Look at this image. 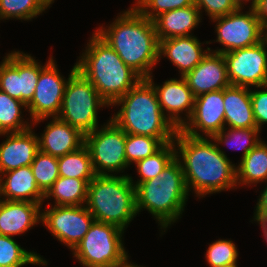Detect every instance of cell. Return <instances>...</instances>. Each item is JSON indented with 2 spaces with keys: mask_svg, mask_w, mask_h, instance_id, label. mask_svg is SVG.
<instances>
[{
  "mask_svg": "<svg viewBox=\"0 0 267 267\" xmlns=\"http://www.w3.org/2000/svg\"><path fill=\"white\" fill-rule=\"evenodd\" d=\"M188 194L181 164L174 158L160 175L135 187L137 214L146 209L165 232L181 218Z\"/></svg>",
  "mask_w": 267,
  "mask_h": 267,
  "instance_id": "5b68a950",
  "label": "cell"
},
{
  "mask_svg": "<svg viewBox=\"0 0 267 267\" xmlns=\"http://www.w3.org/2000/svg\"><path fill=\"white\" fill-rule=\"evenodd\" d=\"M116 17L110 26H100L96 32L143 79L152 75L159 62V41L153 21L134 6Z\"/></svg>",
  "mask_w": 267,
  "mask_h": 267,
  "instance_id": "7a4b0ae2",
  "label": "cell"
},
{
  "mask_svg": "<svg viewBox=\"0 0 267 267\" xmlns=\"http://www.w3.org/2000/svg\"><path fill=\"white\" fill-rule=\"evenodd\" d=\"M225 127L257 128L250 88L230 85L223 89Z\"/></svg>",
  "mask_w": 267,
  "mask_h": 267,
  "instance_id": "cb8c5ba5",
  "label": "cell"
},
{
  "mask_svg": "<svg viewBox=\"0 0 267 267\" xmlns=\"http://www.w3.org/2000/svg\"><path fill=\"white\" fill-rule=\"evenodd\" d=\"M206 251L205 258L210 267L237 264L238 250L232 240L218 239Z\"/></svg>",
  "mask_w": 267,
  "mask_h": 267,
  "instance_id": "e575fe53",
  "label": "cell"
},
{
  "mask_svg": "<svg viewBox=\"0 0 267 267\" xmlns=\"http://www.w3.org/2000/svg\"><path fill=\"white\" fill-rule=\"evenodd\" d=\"M54 3L52 0H0V20L37 18Z\"/></svg>",
  "mask_w": 267,
  "mask_h": 267,
  "instance_id": "4dcf8cb0",
  "label": "cell"
},
{
  "mask_svg": "<svg viewBox=\"0 0 267 267\" xmlns=\"http://www.w3.org/2000/svg\"><path fill=\"white\" fill-rule=\"evenodd\" d=\"M175 158V144L173 141L164 144L153 155L139 160L135 163L140 179L136 182L129 176L131 183L136 187L138 184L153 179L162 173V171Z\"/></svg>",
  "mask_w": 267,
  "mask_h": 267,
  "instance_id": "f546056e",
  "label": "cell"
},
{
  "mask_svg": "<svg viewBox=\"0 0 267 267\" xmlns=\"http://www.w3.org/2000/svg\"><path fill=\"white\" fill-rule=\"evenodd\" d=\"M173 142L188 192L192 189L200 198L237 188L236 165L212 138L193 137L178 129Z\"/></svg>",
  "mask_w": 267,
  "mask_h": 267,
  "instance_id": "6da1fadb",
  "label": "cell"
},
{
  "mask_svg": "<svg viewBox=\"0 0 267 267\" xmlns=\"http://www.w3.org/2000/svg\"><path fill=\"white\" fill-rule=\"evenodd\" d=\"M235 2H236V4L239 6V7H244V5L247 3V2H249V0H234ZM250 1H252L250 4V7H253L254 6V4H255V2L257 1V0H250ZM244 2H246V3H244ZM244 4V5H243Z\"/></svg>",
  "mask_w": 267,
  "mask_h": 267,
  "instance_id": "7bdbcfd3",
  "label": "cell"
},
{
  "mask_svg": "<svg viewBox=\"0 0 267 267\" xmlns=\"http://www.w3.org/2000/svg\"><path fill=\"white\" fill-rule=\"evenodd\" d=\"M196 36L168 38L159 41V61L162 56L175 65L184 77L193 70L202 59L209 53L210 47L202 48V44Z\"/></svg>",
  "mask_w": 267,
  "mask_h": 267,
  "instance_id": "d6986e66",
  "label": "cell"
},
{
  "mask_svg": "<svg viewBox=\"0 0 267 267\" xmlns=\"http://www.w3.org/2000/svg\"><path fill=\"white\" fill-rule=\"evenodd\" d=\"M0 62V91L18 99L26 106L31 102L44 67L31 54L11 51Z\"/></svg>",
  "mask_w": 267,
  "mask_h": 267,
  "instance_id": "8fae6325",
  "label": "cell"
},
{
  "mask_svg": "<svg viewBox=\"0 0 267 267\" xmlns=\"http://www.w3.org/2000/svg\"><path fill=\"white\" fill-rule=\"evenodd\" d=\"M180 78L166 80L161 86L154 84L153 75L146 79L154 87L164 116L177 130L190 119L195 103V96L187 81L184 77ZM184 111L186 113H183ZM181 113L186 117H182Z\"/></svg>",
  "mask_w": 267,
  "mask_h": 267,
  "instance_id": "2e32d148",
  "label": "cell"
},
{
  "mask_svg": "<svg viewBox=\"0 0 267 267\" xmlns=\"http://www.w3.org/2000/svg\"><path fill=\"white\" fill-rule=\"evenodd\" d=\"M1 198L8 201H28L41 205L45 200L44 193L37 186L30 165L0 174Z\"/></svg>",
  "mask_w": 267,
  "mask_h": 267,
  "instance_id": "7402d4cb",
  "label": "cell"
},
{
  "mask_svg": "<svg viewBox=\"0 0 267 267\" xmlns=\"http://www.w3.org/2000/svg\"><path fill=\"white\" fill-rule=\"evenodd\" d=\"M194 4L199 9L201 17V10L204 9L210 20L230 14L239 8L234 0H194Z\"/></svg>",
  "mask_w": 267,
  "mask_h": 267,
  "instance_id": "8d00e7d4",
  "label": "cell"
},
{
  "mask_svg": "<svg viewBox=\"0 0 267 267\" xmlns=\"http://www.w3.org/2000/svg\"><path fill=\"white\" fill-rule=\"evenodd\" d=\"M219 267H238L237 264H231V265H222Z\"/></svg>",
  "mask_w": 267,
  "mask_h": 267,
  "instance_id": "f6af8a7d",
  "label": "cell"
},
{
  "mask_svg": "<svg viewBox=\"0 0 267 267\" xmlns=\"http://www.w3.org/2000/svg\"><path fill=\"white\" fill-rule=\"evenodd\" d=\"M237 186L267 181V142L260 141L236 165Z\"/></svg>",
  "mask_w": 267,
  "mask_h": 267,
  "instance_id": "d4e9b609",
  "label": "cell"
},
{
  "mask_svg": "<svg viewBox=\"0 0 267 267\" xmlns=\"http://www.w3.org/2000/svg\"><path fill=\"white\" fill-rule=\"evenodd\" d=\"M32 129L0 134L7 137L0 144V174L31 165L39 151L38 135Z\"/></svg>",
  "mask_w": 267,
  "mask_h": 267,
  "instance_id": "ac0fdd59",
  "label": "cell"
},
{
  "mask_svg": "<svg viewBox=\"0 0 267 267\" xmlns=\"http://www.w3.org/2000/svg\"><path fill=\"white\" fill-rule=\"evenodd\" d=\"M134 7L153 21L158 15L194 4V0H136Z\"/></svg>",
  "mask_w": 267,
  "mask_h": 267,
  "instance_id": "d590c367",
  "label": "cell"
},
{
  "mask_svg": "<svg viewBox=\"0 0 267 267\" xmlns=\"http://www.w3.org/2000/svg\"><path fill=\"white\" fill-rule=\"evenodd\" d=\"M223 128H225V113L222 89L195 97L192 115L180 130L193 137L212 138Z\"/></svg>",
  "mask_w": 267,
  "mask_h": 267,
  "instance_id": "9a60e30c",
  "label": "cell"
},
{
  "mask_svg": "<svg viewBox=\"0 0 267 267\" xmlns=\"http://www.w3.org/2000/svg\"><path fill=\"white\" fill-rule=\"evenodd\" d=\"M86 207L94 220L125 230L137 216L135 186L129 175H96L88 184Z\"/></svg>",
  "mask_w": 267,
  "mask_h": 267,
  "instance_id": "8992f818",
  "label": "cell"
},
{
  "mask_svg": "<svg viewBox=\"0 0 267 267\" xmlns=\"http://www.w3.org/2000/svg\"><path fill=\"white\" fill-rule=\"evenodd\" d=\"M201 14L195 4L158 15L154 20L158 41L168 38L191 36V31L201 22Z\"/></svg>",
  "mask_w": 267,
  "mask_h": 267,
  "instance_id": "603a6c76",
  "label": "cell"
},
{
  "mask_svg": "<svg viewBox=\"0 0 267 267\" xmlns=\"http://www.w3.org/2000/svg\"><path fill=\"white\" fill-rule=\"evenodd\" d=\"M267 37L261 42L223 54L231 85L259 88L267 85Z\"/></svg>",
  "mask_w": 267,
  "mask_h": 267,
  "instance_id": "4fadbf2b",
  "label": "cell"
},
{
  "mask_svg": "<svg viewBox=\"0 0 267 267\" xmlns=\"http://www.w3.org/2000/svg\"><path fill=\"white\" fill-rule=\"evenodd\" d=\"M129 258H127L124 262L120 263L117 265V267H143V266H138L136 264H133L132 262H129Z\"/></svg>",
  "mask_w": 267,
  "mask_h": 267,
  "instance_id": "b9f144b4",
  "label": "cell"
},
{
  "mask_svg": "<svg viewBox=\"0 0 267 267\" xmlns=\"http://www.w3.org/2000/svg\"><path fill=\"white\" fill-rule=\"evenodd\" d=\"M106 106L110 105L77 70L66 85L58 118L86 134L99 127L98 112Z\"/></svg>",
  "mask_w": 267,
  "mask_h": 267,
  "instance_id": "52a82bcc",
  "label": "cell"
},
{
  "mask_svg": "<svg viewBox=\"0 0 267 267\" xmlns=\"http://www.w3.org/2000/svg\"><path fill=\"white\" fill-rule=\"evenodd\" d=\"M85 48L77 70L110 106L143 79L96 32Z\"/></svg>",
  "mask_w": 267,
  "mask_h": 267,
  "instance_id": "3957f363",
  "label": "cell"
},
{
  "mask_svg": "<svg viewBox=\"0 0 267 267\" xmlns=\"http://www.w3.org/2000/svg\"><path fill=\"white\" fill-rule=\"evenodd\" d=\"M37 186L45 194L59 178L58 158L38 151L30 165Z\"/></svg>",
  "mask_w": 267,
  "mask_h": 267,
  "instance_id": "d6a6232c",
  "label": "cell"
},
{
  "mask_svg": "<svg viewBox=\"0 0 267 267\" xmlns=\"http://www.w3.org/2000/svg\"><path fill=\"white\" fill-rule=\"evenodd\" d=\"M266 216H267V185L264 188V190L261 191V194L259 195L258 201L256 203L253 219L257 223L263 217H266Z\"/></svg>",
  "mask_w": 267,
  "mask_h": 267,
  "instance_id": "f35d334b",
  "label": "cell"
},
{
  "mask_svg": "<svg viewBox=\"0 0 267 267\" xmlns=\"http://www.w3.org/2000/svg\"><path fill=\"white\" fill-rule=\"evenodd\" d=\"M41 204L0 199V234L15 237L41 223Z\"/></svg>",
  "mask_w": 267,
  "mask_h": 267,
  "instance_id": "ffe728a7",
  "label": "cell"
},
{
  "mask_svg": "<svg viewBox=\"0 0 267 267\" xmlns=\"http://www.w3.org/2000/svg\"><path fill=\"white\" fill-rule=\"evenodd\" d=\"M163 145L164 144L158 138L126 133V162L130 166V164L136 163L139 160L153 155Z\"/></svg>",
  "mask_w": 267,
  "mask_h": 267,
  "instance_id": "836d02e7",
  "label": "cell"
},
{
  "mask_svg": "<svg viewBox=\"0 0 267 267\" xmlns=\"http://www.w3.org/2000/svg\"><path fill=\"white\" fill-rule=\"evenodd\" d=\"M93 179L59 177L44 194V199L53 198L57 206H82L86 204L88 184Z\"/></svg>",
  "mask_w": 267,
  "mask_h": 267,
  "instance_id": "484cf974",
  "label": "cell"
},
{
  "mask_svg": "<svg viewBox=\"0 0 267 267\" xmlns=\"http://www.w3.org/2000/svg\"><path fill=\"white\" fill-rule=\"evenodd\" d=\"M124 230L116 225L94 220L84 238L71 251L80 265H118L128 257L123 244Z\"/></svg>",
  "mask_w": 267,
  "mask_h": 267,
  "instance_id": "ba28073f",
  "label": "cell"
},
{
  "mask_svg": "<svg viewBox=\"0 0 267 267\" xmlns=\"http://www.w3.org/2000/svg\"><path fill=\"white\" fill-rule=\"evenodd\" d=\"M184 78L195 97L231 85L223 54L211 51Z\"/></svg>",
  "mask_w": 267,
  "mask_h": 267,
  "instance_id": "e0dca14e",
  "label": "cell"
},
{
  "mask_svg": "<svg viewBox=\"0 0 267 267\" xmlns=\"http://www.w3.org/2000/svg\"><path fill=\"white\" fill-rule=\"evenodd\" d=\"M260 132L257 128H223L219 133H216L212 139L216 145L225 144L232 149H243L242 157L254 148L262 138L258 135Z\"/></svg>",
  "mask_w": 267,
  "mask_h": 267,
  "instance_id": "1f68e13d",
  "label": "cell"
},
{
  "mask_svg": "<svg viewBox=\"0 0 267 267\" xmlns=\"http://www.w3.org/2000/svg\"><path fill=\"white\" fill-rule=\"evenodd\" d=\"M258 224H260L259 226L262 227L263 234L267 242V216L263 217L260 221H258Z\"/></svg>",
  "mask_w": 267,
  "mask_h": 267,
  "instance_id": "60d3db41",
  "label": "cell"
},
{
  "mask_svg": "<svg viewBox=\"0 0 267 267\" xmlns=\"http://www.w3.org/2000/svg\"><path fill=\"white\" fill-rule=\"evenodd\" d=\"M261 88V89H260ZM267 85L259 89L250 88V98L257 129L261 131L262 125L267 124Z\"/></svg>",
  "mask_w": 267,
  "mask_h": 267,
  "instance_id": "74e56055",
  "label": "cell"
},
{
  "mask_svg": "<svg viewBox=\"0 0 267 267\" xmlns=\"http://www.w3.org/2000/svg\"><path fill=\"white\" fill-rule=\"evenodd\" d=\"M253 9L260 23L267 28V0H257Z\"/></svg>",
  "mask_w": 267,
  "mask_h": 267,
  "instance_id": "ab89813d",
  "label": "cell"
},
{
  "mask_svg": "<svg viewBox=\"0 0 267 267\" xmlns=\"http://www.w3.org/2000/svg\"><path fill=\"white\" fill-rule=\"evenodd\" d=\"M59 177L94 179L96 176L85 145L58 158Z\"/></svg>",
  "mask_w": 267,
  "mask_h": 267,
  "instance_id": "f1b7e54d",
  "label": "cell"
},
{
  "mask_svg": "<svg viewBox=\"0 0 267 267\" xmlns=\"http://www.w3.org/2000/svg\"><path fill=\"white\" fill-rule=\"evenodd\" d=\"M121 106L110 119L125 133L158 138L163 144L174 141L177 129L164 116L154 87L142 79L112 106Z\"/></svg>",
  "mask_w": 267,
  "mask_h": 267,
  "instance_id": "277c9868",
  "label": "cell"
},
{
  "mask_svg": "<svg viewBox=\"0 0 267 267\" xmlns=\"http://www.w3.org/2000/svg\"><path fill=\"white\" fill-rule=\"evenodd\" d=\"M243 7L222 17L212 19L216 23L215 31L223 48L211 52L224 54L236 49L249 47L261 42L266 37V28L260 23L253 7L242 12Z\"/></svg>",
  "mask_w": 267,
  "mask_h": 267,
  "instance_id": "30bf717a",
  "label": "cell"
},
{
  "mask_svg": "<svg viewBox=\"0 0 267 267\" xmlns=\"http://www.w3.org/2000/svg\"><path fill=\"white\" fill-rule=\"evenodd\" d=\"M70 71L67 79L61 76L53 56H50L44 64L40 71L34 96L27 105V111L34 125L50 117H58L68 80L77 71L76 63Z\"/></svg>",
  "mask_w": 267,
  "mask_h": 267,
  "instance_id": "7c38bea8",
  "label": "cell"
},
{
  "mask_svg": "<svg viewBox=\"0 0 267 267\" xmlns=\"http://www.w3.org/2000/svg\"><path fill=\"white\" fill-rule=\"evenodd\" d=\"M42 211V224L49 232L64 243L71 251L84 238L94 222L93 215L86 205L57 206L48 203ZM45 210V211H44Z\"/></svg>",
  "mask_w": 267,
  "mask_h": 267,
  "instance_id": "5bb4252c",
  "label": "cell"
},
{
  "mask_svg": "<svg viewBox=\"0 0 267 267\" xmlns=\"http://www.w3.org/2000/svg\"><path fill=\"white\" fill-rule=\"evenodd\" d=\"M107 122L84 136L96 175H115L129 167L125 155L126 133L111 119Z\"/></svg>",
  "mask_w": 267,
  "mask_h": 267,
  "instance_id": "9c48e42d",
  "label": "cell"
},
{
  "mask_svg": "<svg viewBox=\"0 0 267 267\" xmlns=\"http://www.w3.org/2000/svg\"><path fill=\"white\" fill-rule=\"evenodd\" d=\"M32 265H47L48 262L34 251L21 247L13 237L0 234V267H15Z\"/></svg>",
  "mask_w": 267,
  "mask_h": 267,
  "instance_id": "83f0119b",
  "label": "cell"
},
{
  "mask_svg": "<svg viewBox=\"0 0 267 267\" xmlns=\"http://www.w3.org/2000/svg\"><path fill=\"white\" fill-rule=\"evenodd\" d=\"M44 132L38 136L39 150L53 157L74 152L84 145V136L78 128L52 117Z\"/></svg>",
  "mask_w": 267,
  "mask_h": 267,
  "instance_id": "44dd1931",
  "label": "cell"
},
{
  "mask_svg": "<svg viewBox=\"0 0 267 267\" xmlns=\"http://www.w3.org/2000/svg\"><path fill=\"white\" fill-rule=\"evenodd\" d=\"M83 267H117V265H113V264H107V265H88V266H83Z\"/></svg>",
  "mask_w": 267,
  "mask_h": 267,
  "instance_id": "ee69618b",
  "label": "cell"
},
{
  "mask_svg": "<svg viewBox=\"0 0 267 267\" xmlns=\"http://www.w3.org/2000/svg\"><path fill=\"white\" fill-rule=\"evenodd\" d=\"M23 108L27 111L23 102L0 91V134L22 132L32 127L31 121L29 124L23 120Z\"/></svg>",
  "mask_w": 267,
  "mask_h": 267,
  "instance_id": "4316f807",
  "label": "cell"
}]
</instances>
